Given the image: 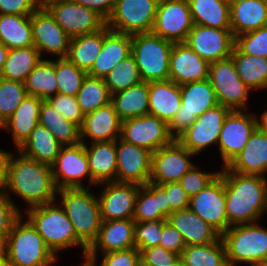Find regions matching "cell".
<instances>
[{"mask_svg":"<svg viewBox=\"0 0 267 266\" xmlns=\"http://www.w3.org/2000/svg\"><path fill=\"white\" fill-rule=\"evenodd\" d=\"M173 266H187L181 257L175 262Z\"/></svg>","mask_w":267,"mask_h":266,"instance_id":"cell-64","label":"cell"},{"mask_svg":"<svg viewBox=\"0 0 267 266\" xmlns=\"http://www.w3.org/2000/svg\"><path fill=\"white\" fill-rule=\"evenodd\" d=\"M24 85L28 95L37 96L42 100L58 94L55 61L41 60L27 75Z\"/></svg>","mask_w":267,"mask_h":266,"instance_id":"cell-42","label":"cell"},{"mask_svg":"<svg viewBox=\"0 0 267 266\" xmlns=\"http://www.w3.org/2000/svg\"><path fill=\"white\" fill-rule=\"evenodd\" d=\"M55 202L34 206L26 210L28 221L44 239L47 247L56 256V252L76 245H81L87 254L88 248L77 238L71 221L64 208Z\"/></svg>","mask_w":267,"mask_h":266,"instance_id":"cell-3","label":"cell"},{"mask_svg":"<svg viewBox=\"0 0 267 266\" xmlns=\"http://www.w3.org/2000/svg\"><path fill=\"white\" fill-rule=\"evenodd\" d=\"M51 170L57 190L63 188H84L81 178L85 176H89L87 188H89L90 184H96L91 178L85 142L62 146L55 162L51 165Z\"/></svg>","mask_w":267,"mask_h":266,"instance_id":"cell-14","label":"cell"},{"mask_svg":"<svg viewBox=\"0 0 267 266\" xmlns=\"http://www.w3.org/2000/svg\"><path fill=\"white\" fill-rule=\"evenodd\" d=\"M0 266H10V265L8 264L7 258H5V259H0Z\"/></svg>","mask_w":267,"mask_h":266,"instance_id":"cell-65","label":"cell"},{"mask_svg":"<svg viewBox=\"0 0 267 266\" xmlns=\"http://www.w3.org/2000/svg\"><path fill=\"white\" fill-rule=\"evenodd\" d=\"M77 102L84 115L111 102V94L104 78L87 75L76 94Z\"/></svg>","mask_w":267,"mask_h":266,"instance_id":"cell-43","label":"cell"},{"mask_svg":"<svg viewBox=\"0 0 267 266\" xmlns=\"http://www.w3.org/2000/svg\"><path fill=\"white\" fill-rule=\"evenodd\" d=\"M209 66L210 63L185 42L174 43L170 55L169 79L178 85L206 80L209 77Z\"/></svg>","mask_w":267,"mask_h":266,"instance_id":"cell-23","label":"cell"},{"mask_svg":"<svg viewBox=\"0 0 267 266\" xmlns=\"http://www.w3.org/2000/svg\"><path fill=\"white\" fill-rule=\"evenodd\" d=\"M40 6V0H0V14L31 15Z\"/></svg>","mask_w":267,"mask_h":266,"instance_id":"cell-57","label":"cell"},{"mask_svg":"<svg viewBox=\"0 0 267 266\" xmlns=\"http://www.w3.org/2000/svg\"><path fill=\"white\" fill-rule=\"evenodd\" d=\"M235 46L246 55L267 58V25L236 36Z\"/></svg>","mask_w":267,"mask_h":266,"instance_id":"cell-48","label":"cell"},{"mask_svg":"<svg viewBox=\"0 0 267 266\" xmlns=\"http://www.w3.org/2000/svg\"><path fill=\"white\" fill-rule=\"evenodd\" d=\"M185 43L209 63L231 57L235 37L231 29H216L194 24Z\"/></svg>","mask_w":267,"mask_h":266,"instance_id":"cell-17","label":"cell"},{"mask_svg":"<svg viewBox=\"0 0 267 266\" xmlns=\"http://www.w3.org/2000/svg\"><path fill=\"white\" fill-rule=\"evenodd\" d=\"M141 185L107 182L99 196L102 221L133 219L136 198Z\"/></svg>","mask_w":267,"mask_h":266,"instance_id":"cell-22","label":"cell"},{"mask_svg":"<svg viewBox=\"0 0 267 266\" xmlns=\"http://www.w3.org/2000/svg\"><path fill=\"white\" fill-rule=\"evenodd\" d=\"M58 193L77 238L89 248L96 240L102 224L98 197L91 194L89 188H63L57 190Z\"/></svg>","mask_w":267,"mask_h":266,"instance_id":"cell-4","label":"cell"},{"mask_svg":"<svg viewBox=\"0 0 267 266\" xmlns=\"http://www.w3.org/2000/svg\"><path fill=\"white\" fill-rule=\"evenodd\" d=\"M20 217L7 235V261L10 266H51L57 257L27 220Z\"/></svg>","mask_w":267,"mask_h":266,"instance_id":"cell-6","label":"cell"},{"mask_svg":"<svg viewBox=\"0 0 267 266\" xmlns=\"http://www.w3.org/2000/svg\"><path fill=\"white\" fill-rule=\"evenodd\" d=\"M164 225V219L135 222V247L145 250L159 246Z\"/></svg>","mask_w":267,"mask_h":266,"instance_id":"cell-49","label":"cell"},{"mask_svg":"<svg viewBox=\"0 0 267 266\" xmlns=\"http://www.w3.org/2000/svg\"><path fill=\"white\" fill-rule=\"evenodd\" d=\"M257 266H267V259L260 262Z\"/></svg>","mask_w":267,"mask_h":266,"instance_id":"cell-66","label":"cell"},{"mask_svg":"<svg viewBox=\"0 0 267 266\" xmlns=\"http://www.w3.org/2000/svg\"><path fill=\"white\" fill-rule=\"evenodd\" d=\"M111 103L121 121L149 113V83H141L111 94Z\"/></svg>","mask_w":267,"mask_h":266,"instance_id":"cell-35","label":"cell"},{"mask_svg":"<svg viewBox=\"0 0 267 266\" xmlns=\"http://www.w3.org/2000/svg\"><path fill=\"white\" fill-rule=\"evenodd\" d=\"M167 221L180 232L186 246L214 243L221 237L212 226L189 208L173 211Z\"/></svg>","mask_w":267,"mask_h":266,"instance_id":"cell-28","label":"cell"},{"mask_svg":"<svg viewBox=\"0 0 267 266\" xmlns=\"http://www.w3.org/2000/svg\"><path fill=\"white\" fill-rule=\"evenodd\" d=\"M41 60L39 50L35 46L10 49L0 77L24 83L27 75Z\"/></svg>","mask_w":267,"mask_h":266,"instance_id":"cell-40","label":"cell"},{"mask_svg":"<svg viewBox=\"0 0 267 266\" xmlns=\"http://www.w3.org/2000/svg\"><path fill=\"white\" fill-rule=\"evenodd\" d=\"M86 262L81 266H96V263L94 260L89 259L88 257L85 258Z\"/></svg>","mask_w":267,"mask_h":266,"instance_id":"cell-63","label":"cell"},{"mask_svg":"<svg viewBox=\"0 0 267 266\" xmlns=\"http://www.w3.org/2000/svg\"><path fill=\"white\" fill-rule=\"evenodd\" d=\"M7 257V235L0 234V259Z\"/></svg>","mask_w":267,"mask_h":266,"instance_id":"cell-60","label":"cell"},{"mask_svg":"<svg viewBox=\"0 0 267 266\" xmlns=\"http://www.w3.org/2000/svg\"><path fill=\"white\" fill-rule=\"evenodd\" d=\"M225 201L224 176L220 173L190 198L188 208L222 235L229 228Z\"/></svg>","mask_w":267,"mask_h":266,"instance_id":"cell-15","label":"cell"},{"mask_svg":"<svg viewBox=\"0 0 267 266\" xmlns=\"http://www.w3.org/2000/svg\"><path fill=\"white\" fill-rule=\"evenodd\" d=\"M55 73L58 93L70 96H76L87 76L85 71L71 63L67 58L55 60Z\"/></svg>","mask_w":267,"mask_h":266,"instance_id":"cell-47","label":"cell"},{"mask_svg":"<svg viewBox=\"0 0 267 266\" xmlns=\"http://www.w3.org/2000/svg\"><path fill=\"white\" fill-rule=\"evenodd\" d=\"M181 106L168 125L170 135L176 139L188 129L202 113L218 105L209 79L180 85Z\"/></svg>","mask_w":267,"mask_h":266,"instance_id":"cell-8","label":"cell"},{"mask_svg":"<svg viewBox=\"0 0 267 266\" xmlns=\"http://www.w3.org/2000/svg\"><path fill=\"white\" fill-rule=\"evenodd\" d=\"M159 0H115L114 10L106 25L124 34L151 32Z\"/></svg>","mask_w":267,"mask_h":266,"instance_id":"cell-9","label":"cell"},{"mask_svg":"<svg viewBox=\"0 0 267 266\" xmlns=\"http://www.w3.org/2000/svg\"><path fill=\"white\" fill-rule=\"evenodd\" d=\"M61 147L62 145L52 133L38 123L27 139L18 147V151L27 158L51 166L55 162Z\"/></svg>","mask_w":267,"mask_h":266,"instance_id":"cell-34","label":"cell"},{"mask_svg":"<svg viewBox=\"0 0 267 266\" xmlns=\"http://www.w3.org/2000/svg\"><path fill=\"white\" fill-rule=\"evenodd\" d=\"M31 28L34 46L40 55L46 50L58 55V59L67 57L71 38L44 5L31 14Z\"/></svg>","mask_w":267,"mask_h":266,"instance_id":"cell-20","label":"cell"},{"mask_svg":"<svg viewBox=\"0 0 267 266\" xmlns=\"http://www.w3.org/2000/svg\"><path fill=\"white\" fill-rule=\"evenodd\" d=\"M194 155L176 139L152 153L150 182L164 184L179 182L194 165L189 160Z\"/></svg>","mask_w":267,"mask_h":266,"instance_id":"cell-18","label":"cell"},{"mask_svg":"<svg viewBox=\"0 0 267 266\" xmlns=\"http://www.w3.org/2000/svg\"><path fill=\"white\" fill-rule=\"evenodd\" d=\"M193 25L187 0H159L152 29L154 34L174 43L185 42Z\"/></svg>","mask_w":267,"mask_h":266,"instance_id":"cell-16","label":"cell"},{"mask_svg":"<svg viewBox=\"0 0 267 266\" xmlns=\"http://www.w3.org/2000/svg\"><path fill=\"white\" fill-rule=\"evenodd\" d=\"M8 51L9 49L0 42V74L3 69L4 62L6 61Z\"/></svg>","mask_w":267,"mask_h":266,"instance_id":"cell-61","label":"cell"},{"mask_svg":"<svg viewBox=\"0 0 267 266\" xmlns=\"http://www.w3.org/2000/svg\"><path fill=\"white\" fill-rule=\"evenodd\" d=\"M39 124L45 126L62 146L81 142L80 127L65 119L47 100L42 101Z\"/></svg>","mask_w":267,"mask_h":266,"instance_id":"cell-37","label":"cell"},{"mask_svg":"<svg viewBox=\"0 0 267 266\" xmlns=\"http://www.w3.org/2000/svg\"><path fill=\"white\" fill-rule=\"evenodd\" d=\"M76 3L84 5L86 8L96 11L106 21L111 16L115 0H74Z\"/></svg>","mask_w":267,"mask_h":266,"instance_id":"cell-58","label":"cell"},{"mask_svg":"<svg viewBox=\"0 0 267 266\" xmlns=\"http://www.w3.org/2000/svg\"><path fill=\"white\" fill-rule=\"evenodd\" d=\"M110 94L125 90L142 82V78L136 64V60L132 54L118 63L104 77Z\"/></svg>","mask_w":267,"mask_h":266,"instance_id":"cell-45","label":"cell"},{"mask_svg":"<svg viewBox=\"0 0 267 266\" xmlns=\"http://www.w3.org/2000/svg\"><path fill=\"white\" fill-rule=\"evenodd\" d=\"M197 25L216 29H231L230 2L227 0H187Z\"/></svg>","mask_w":267,"mask_h":266,"instance_id":"cell-36","label":"cell"},{"mask_svg":"<svg viewBox=\"0 0 267 266\" xmlns=\"http://www.w3.org/2000/svg\"><path fill=\"white\" fill-rule=\"evenodd\" d=\"M42 99L27 95L16 108L11 117L3 124V129L12 131L13 141L17 148L27 139L39 123V112Z\"/></svg>","mask_w":267,"mask_h":266,"instance_id":"cell-33","label":"cell"},{"mask_svg":"<svg viewBox=\"0 0 267 266\" xmlns=\"http://www.w3.org/2000/svg\"><path fill=\"white\" fill-rule=\"evenodd\" d=\"M140 251L141 266H173L180 255L161 246Z\"/></svg>","mask_w":267,"mask_h":266,"instance_id":"cell-52","label":"cell"},{"mask_svg":"<svg viewBox=\"0 0 267 266\" xmlns=\"http://www.w3.org/2000/svg\"><path fill=\"white\" fill-rule=\"evenodd\" d=\"M231 58L240 79L250 88H267V58L246 55L236 46Z\"/></svg>","mask_w":267,"mask_h":266,"instance_id":"cell-41","label":"cell"},{"mask_svg":"<svg viewBox=\"0 0 267 266\" xmlns=\"http://www.w3.org/2000/svg\"><path fill=\"white\" fill-rule=\"evenodd\" d=\"M181 106L180 85L170 79L149 82V113L167 125Z\"/></svg>","mask_w":267,"mask_h":266,"instance_id":"cell-30","label":"cell"},{"mask_svg":"<svg viewBox=\"0 0 267 266\" xmlns=\"http://www.w3.org/2000/svg\"><path fill=\"white\" fill-rule=\"evenodd\" d=\"M223 266H237V265L227 261Z\"/></svg>","mask_w":267,"mask_h":266,"instance_id":"cell-67","label":"cell"},{"mask_svg":"<svg viewBox=\"0 0 267 266\" xmlns=\"http://www.w3.org/2000/svg\"><path fill=\"white\" fill-rule=\"evenodd\" d=\"M221 238L228 262L257 266L267 259V229L254 222L230 226Z\"/></svg>","mask_w":267,"mask_h":266,"instance_id":"cell-7","label":"cell"},{"mask_svg":"<svg viewBox=\"0 0 267 266\" xmlns=\"http://www.w3.org/2000/svg\"><path fill=\"white\" fill-rule=\"evenodd\" d=\"M230 25L234 37L267 25V0L230 1Z\"/></svg>","mask_w":267,"mask_h":266,"instance_id":"cell-29","label":"cell"},{"mask_svg":"<svg viewBox=\"0 0 267 266\" xmlns=\"http://www.w3.org/2000/svg\"><path fill=\"white\" fill-rule=\"evenodd\" d=\"M220 173L224 176L229 227L256 223L267 210V178L232 172L226 166Z\"/></svg>","mask_w":267,"mask_h":266,"instance_id":"cell-1","label":"cell"},{"mask_svg":"<svg viewBox=\"0 0 267 266\" xmlns=\"http://www.w3.org/2000/svg\"><path fill=\"white\" fill-rule=\"evenodd\" d=\"M218 104L231 110L246 108L250 88L240 79L231 57L210 63L209 77Z\"/></svg>","mask_w":267,"mask_h":266,"instance_id":"cell-11","label":"cell"},{"mask_svg":"<svg viewBox=\"0 0 267 266\" xmlns=\"http://www.w3.org/2000/svg\"><path fill=\"white\" fill-rule=\"evenodd\" d=\"M120 138L152 153L174 140L169 133L168 125L150 114L121 121Z\"/></svg>","mask_w":267,"mask_h":266,"instance_id":"cell-13","label":"cell"},{"mask_svg":"<svg viewBox=\"0 0 267 266\" xmlns=\"http://www.w3.org/2000/svg\"><path fill=\"white\" fill-rule=\"evenodd\" d=\"M0 42L9 50L34 46L31 15L0 14Z\"/></svg>","mask_w":267,"mask_h":266,"instance_id":"cell-38","label":"cell"},{"mask_svg":"<svg viewBox=\"0 0 267 266\" xmlns=\"http://www.w3.org/2000/svg\"><path fill=\"white\" fill-rule=\"evenodd\" d=\"M262 119L259 121L258 126L264 131L267 136V111L262 114Z\"/></svg>","mask_w":267,"mask_h":266,"instance_id":"cell-62","label":"cell"},{"mask_svg":"<svg viewBox=\"0 0 267 266\" xmlns=\"http://www.w3.org/2000/svg\"><path fill=\"white\" fill-rule=\"evenodd\" d=\"M259 120L255 116L232 110L226 117L218 141L224 167L240 153L247 144L251 133L258 126Z\"/></svg>","mask_w":267,"mask_h":266,"instance_id":"cell-21","label":"cell"},{"mask_svg":"<svg viewBox=\"0 0 267 266\" xmlns=\"http://www.w3.org/2000/svg\"><path fill=\"white\" fill-rule=\"evenodd\" d=\"M47 101L61 115H63L65 119L70 120L81 127L85 115L77 102L76 96L58 93L54 96L49 97Z\"/></svg>","mask_w":267,"mask_h":266,"instance_id":"cell-50","label":"cell"},{"mask_svg":"<svg viewBox=\"0 0 267 266\" xmlns=\"http://www.w3.org/2000/svg\"><path fill=\"white\" fill-rule=\"evenodd\" d=\"M167 193V204H169V215L173 211L188 208L190 197L179 182H168L159 184Z\"/></svg>","mask_w":267,"mask_h":266,"instance_id":"cell-55","label":"cell"},{"mask_svg":"<svg viewBox=\"0 0 267 266\" xmlns=\"http://www.w3.org/2000/svg\"><path fill=\"white\" fill-rule=\"evenodd\" d=\"M168 216L169 204H167L165 190L160 185L152 182L141 185L136 198L133 220L144 222L167 219Z\"/></svg>","mask_w":267,"mask_h":266,"instance_id":"cell-32","label":"cell"},{"mask_svg":"<svg viewBox=\"0 0 267 266\" xmlns=\"http://www.w3.org/2000/svg\"><path fill=\"white\" fill-rule=\"evenodd\" d=\"M27 95L23 82L0 77V128Z\"/></svg>","mask_w":267,"mask_h":266,"instance_id":"cell-46","label":"cell"},{"mask_svg":"<svg viewBox=\"0 0 267 266\" xmlns=\"http://www.w3.org/2000/svg\"><path fill=\"white\" fill-rule=\"evenodd\" d=\"M101 266H141L140 251L133 247L105 253Z\"/></svg>","mask_w":267,"mask_h":266,"instance_id":"cell-54","label":"cell"},{"mask_svg":"<svg viewBox=\"0 0 267 266\" xmlns=\"http://www.w3.org/2000/svg\"><path fill=\"white\" fill-rule=\"evenodd\" d=\"M103 46V29L92 34L70 39L67 59L81 70L88 73Z\"/></svg>","mask_w":267,"mask_h":266,"instance_id":"cell-39","label":"cell"},{"mask_svg":"<svg viewBox=\"0 0 267 266\" xmlns=\"http://www.w3.org/2000/svg\"><path fill=\"white\" fill-rule=\"evenodd\" d=\"M231 111L221 104L210 108L197 117L176 140L190 152L198 155L210 144H218L224 121Z\"/></svg>","mask_w":267,"mask_h":266,"instance_id":"cell-12","label":"cell"},{"mask_svg":"<svg viewBox=\"0 0 267 266\" xmlns=\"http://www.w3.org/2000/svg\"><path fill=\"white\" fill-rule=\"evenodd\" d=\"M91 143L89 148L85 144V151L92 180L96 184L116 182V140Z\"/></svg>","mask_w":267,"mask_h":266,"instance_id":"cell-31","label":"cell"},{"mask_svg":"<svg viewBox=\"0 0 267 266\" xmlns=\"http://www.w3.org/2000/svg\"><path fill=\"white\" fill-rule=\"evenodd\" d=\"M86 136H89L92 142L115 141L120 138L121 120L111 102L85 115L80 127L82 143Z\"/></svg>","mask_w":267,"mask_h":266,"instance_id":"cell-27","label":"cell"},{"mask_svg":"<svg viewBox=\"0 0 267 266\" xmlns=\"http://www.w3.org/2000/svg\"><path fill=\"white\" fill-rule=\"evenodd\" d=\"M12 153L0 150V190H3L8 172V163Z\"/></svg>","mask_w":267,"mask_h":266,"instance_id":"cell-59","label":"cell"},{"mask_svg":"<svg viewBox=\"0 0 267 266\" xmlns=\"http://www.w3.org/2000/svg\"><path fill=\"white\" fill-rule=\"evenodd\" d=\"M174 42L151 32L131 35V54L136 60L142 81L169 79L170 55Z\"/></svg>","mask_w":267,"mask_h":266,"instance_id":"cell-5","label":"cell"},{"mask_svg":"<svg viewBox=\"0 0 267 266\" xmlns=\"http://www.w3.org/2000/svg\"><path fill=\"white\" fill-rule=\"evenodd\" d=\"M133 219L102 221L96 240L88 248L86 257L96 262L97 249L105 253L135 247Z\"/></svg>","mask_w":267,"mask_h":266,"instance_id":"cell-24","label":"cell"},{"mask_svg":"<svg viewBox=\"0 0 267 266\" xmlns=\"http://www.w3.org/2000/svg\"><path fill=\"white\" fill-rule=\"evenodd\" d=\"M159 246L166 250L181 254L186 247L180 232L164 219V225Z\"/></svg>","mask_w":267,"mask_h":266,"instance_id":"cell-56","label":"cell"},{"mask_svg":"<svg viewBox=\"0 0 267 266\" xmlns=\"http://www.w3.org/2000/svg\"><path fill=\"white\" fill-rule=\"evenodd\" d=\"M10 195L0 190V234L8 235L21 213L13 203Z\"/></svg>","mask_w":267,"mask_h":266,"instance_id":"cell-53","label":"cell"},{"mask_svg":"<svg viewBox=\"0 0 267 266\" xmlns=\"http://www.w3.org/2000/svg\"><path fill=\"white\" fill-rule=\"evenodd\" d=\"M180 257L187 266H223L227 262L221 237L214 243L186 246Z\"/></svg>","mask_w":267,"mask_h":266,"instance_id":"cell-44","label":"cell"},{"mask_svg":"<svg viewBox=\"0 0 267 266\" xmlns=\"http://www.w3.org/2000/svg\"><path fill=\"white\" fill-rule=\"evenodd\" d=\"M131 54V35L103 28V46L87 75L104 78L123 59Z\"/></svg>","mask_w":267,"mask_h":266,"instance_id":"cell-26","label":"cell"},{"mask_svg":"<svg viewBox=\"0 0 267 266\" xmlns=\"http://www.w3.org/2000/svg\"><path fill=\"white\" fill-rule=\"evenodd\" d=\"M116 157V182L138 185L150 182L152 152L119 138L116 139Z\"/></svg>","mask_w":267,"mask_h":266,"instance_id":"cell-19","label":"cell"},{"mask_svg":"<svg viewBox=\"0 0 267 266\" xmlns=\"http://www.w3.org/2000/svg\"><path fill=\"white\" fill-rule=\"evenodd\" d=\"M230 171L265 177L267 172V136L257 126L244 149L226 166Z\"/></svg>","mask_w":267,"mask_h":266,"instance_id":"cell-25","label":"cell"},{"mask_svg":"<svg viewBox=\"0 0 267 266\" xmlns=\"http://www.w3.org/2000/svg\"><path fill=\"white\" fill-rule=\"evenodd\" d=\"M219 174L220 172L208 173L196 170L194 165L181 177L179 183L187 195L191 198L202 189L206 188Z\"/></svg>","mask_w":267,"mask_h":266,"instance_id":"cell-51","label":"cell"},{"mask_svg":"<svg viewBox=\"0 0 267 266\" xmlns=\"http://www.w3.org/2000/svg\"><path fill=\"white\" fill-rule=\"evenodd\" d=\"M46 1H50V0H40L41 5H43Z\"/></svg>","mask_w":267,"mask_h":266,"instance_id":"cell-68","label":"cell"},{"mask_svg":"<svg viewBox=\"0 0 267 266\" xmlns=\"http://www.w3.org/2000/svg\"><path fill=\"white\" fill-rule=\"evenodd\" d=\"M43 5L70 38L92 34L106 26L101 15L74 0H50Z\"/></svg>","mask_w":267,"mask_h":266,"instance_id":"cell-10","label":"cell"},{"mask_svg":"<svg viewBox=\"0 0 267 266\" xmlns=\"http://www.w3.org/2000/svg\"><path fill=\"white\" fill-rule=\"evenodd\" d=\"M11 155L8 163L7 180L3 191H11L31 207L55 200V186L51 166L25 157ZM14 158V159H13Z\"/></svg>","mask_w":267,"mask_h":266,"instance_id":"cell-2","label":"cell"}]
</instances>
